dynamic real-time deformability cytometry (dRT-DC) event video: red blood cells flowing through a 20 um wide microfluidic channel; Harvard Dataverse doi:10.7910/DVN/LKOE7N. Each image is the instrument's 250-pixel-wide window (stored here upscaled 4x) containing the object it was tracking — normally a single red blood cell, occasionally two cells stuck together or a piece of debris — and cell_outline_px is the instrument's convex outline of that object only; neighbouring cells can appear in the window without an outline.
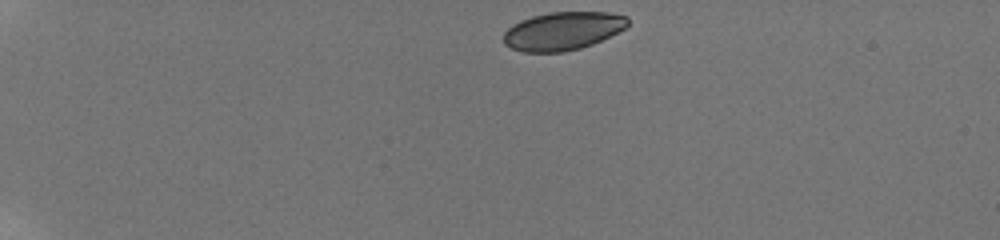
{"species": "human", "species_latin": "Homo sapiens", "temperature_condition": "room temperature", "stored_images_in_passage": 6, "camera_frame_rate_fps": 3000, "um_per_image_px": 0.085, "donor": {"sex": "male"}, "frame": {"image": 1, "passage_image": 1, "time_ms": 0.0, "image_size_px": [1000, 240], "cell_outline_px": [[628, 24], [624, 28], [592, 44], [580, 48], [564, 52], [524, 52], [512, 48], [504, 44], [504, 32], [512, 24], [520, 20], [532, 16], [548, 12], [608, 12], [628, 16]], "centroid_in_image_um": [47.8, 2.62], "position_along_channel_um": 37.2, "area_um2": 27.57}}
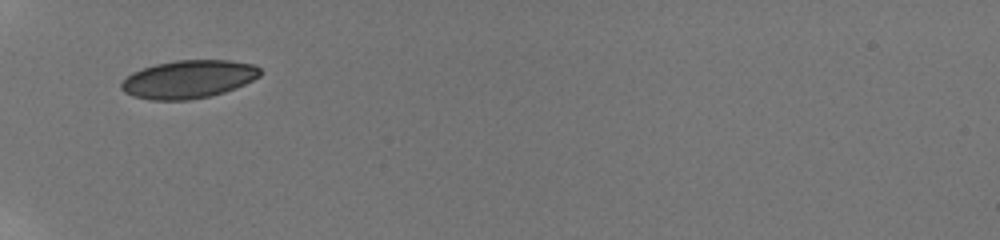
{"frame": {"image": 2, "passage_image": 5, "time_ms": 1.333, "image_size_px": [1000, 240], "cell_outline_px": [[260, 76], [236, 88], [224, 92], [208, 96], [188, 100], [152, 100], [132, 96], [124, 92], [120, 88], [120, 84], [132, 72], [156, 64], [176, 60], [232, 60], [252, 64], [260, 68]], "centroid_in_image_um": [16.01, 6.73], "position_along_channel_um": 69.0, "area_um2": 30.69}}